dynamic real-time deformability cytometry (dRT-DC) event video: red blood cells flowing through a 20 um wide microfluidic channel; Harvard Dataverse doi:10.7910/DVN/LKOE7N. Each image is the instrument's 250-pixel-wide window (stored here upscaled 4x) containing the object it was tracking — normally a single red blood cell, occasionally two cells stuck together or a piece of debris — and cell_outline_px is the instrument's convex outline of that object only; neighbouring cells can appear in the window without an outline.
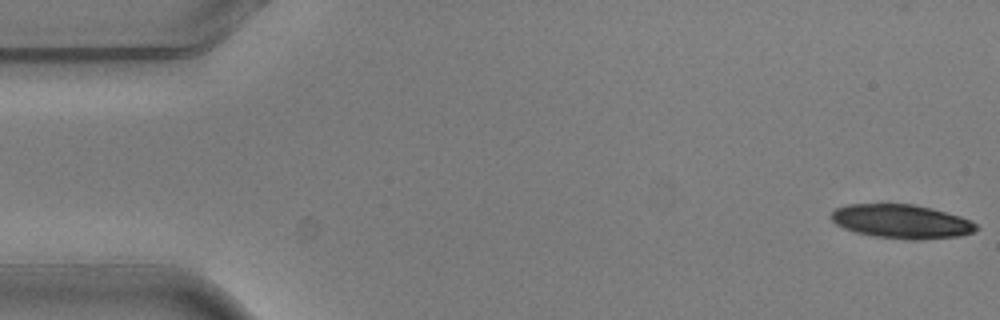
{"species": "common noctule bat (a hibernating species)", "species_latin": "Nyctalus noctula", "temperature_condition": "warm", "stored_images_in_passage": 4, "camera_frame_rate_fps": 3000, "um_per_image_px": 0.085, "animal": {"sex": "male", "body_mass_g": 20.5, "forearm_length_mm": 52.5}, "frame": {"image": 1, "passage_image": 1, "time_ms": 0.0, "image_size_px": [1000, 320], "cell_outline_px": [[980, 228], [972, 232], [960, 236], [920, 240], [908, 240], [876, 236], [856, 232], [844, 228], [836, 224], [832, 220], [832, 212], [836, 208], [848, 204], [912, 204], [932, 208], [960, 216], [972, 220]], "centroid_in_image_um": [76.67, 18.82], "position_along_channel_um": 8.3, "area_um2": 28.67}}